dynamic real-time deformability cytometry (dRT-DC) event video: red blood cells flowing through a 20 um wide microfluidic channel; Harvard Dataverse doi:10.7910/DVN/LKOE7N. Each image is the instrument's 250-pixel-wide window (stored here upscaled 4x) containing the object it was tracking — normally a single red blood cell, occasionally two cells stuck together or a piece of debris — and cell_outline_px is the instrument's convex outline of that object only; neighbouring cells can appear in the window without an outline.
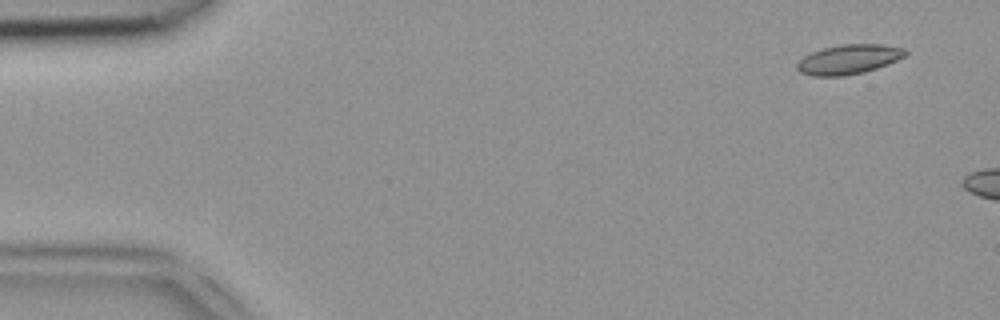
{"species": "common noctule bat (a hibernating species)", "species_latin": "Nyctalus noctula", "temperature_condition": "room temperature", "stored_images_in_passage": 7, "camera_frame_rate_fps": 3000, "um_per_image_px": 0.085, "animal": {"sex": "female", "body_mass_g": 18.4}, "frame": {"image": 1, "passage_image": 3, "time_ms": 0.667, "image_size_px": [1000, 320], "cell_outline_px": [[908, 52], [904, 56], [888, 64], [864, 72], [844, 76], [812, 76], [800, 72], [796, 68], [796, 64], [804, 56], [812, 52], [824, 48], [840, 44], [880, 44], [904, 48]], "centroid_in_image_um": [72.13, 5.05], "position_along_channel_um": 12.9, "area_um2": 18.61}}